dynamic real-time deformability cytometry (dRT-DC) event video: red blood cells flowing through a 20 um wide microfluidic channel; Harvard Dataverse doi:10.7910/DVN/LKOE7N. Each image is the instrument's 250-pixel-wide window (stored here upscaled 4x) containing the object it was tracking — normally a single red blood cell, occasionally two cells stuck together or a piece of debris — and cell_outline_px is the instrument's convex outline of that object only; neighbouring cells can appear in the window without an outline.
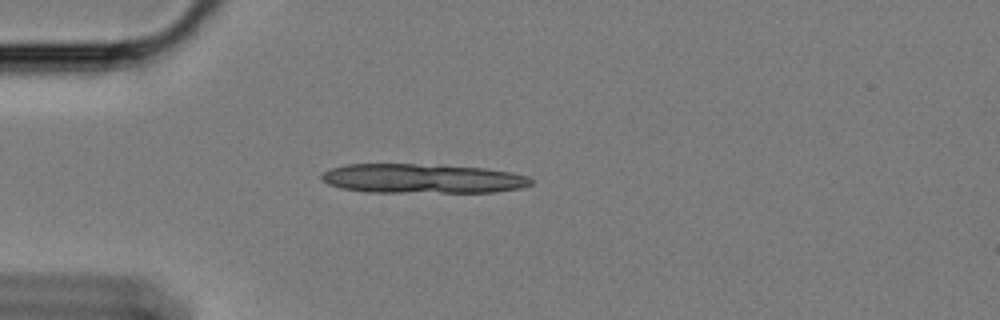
{"species": "Egyptian fruit bat (a non-hibernating species)", "species_latin": "Rousettus aegyptiacus", "temperature_condition": "cold", "stored_images_in_passage": 43, "segment_of_instrument_passage": [1, 2], "camera_frame_rate_fps": 3000, "um_per_image_px": 0.085, "animal": {"sex": "female"}, "frame": {"image": 1, "passage_image": 1, "time_ms": 0.0, "image_size_px": [1000, 320], "cell_outline_px": [[532, 184], [520, 188], [496, 192], [364, 192], [340, 188], [328, 184], [320, 180], [320, 176], [324, 172], [332, 168], [344, 164], [440, 164], [484, 168], [512, 172], [528, 176], [532, 180]], "centroid_in_image_um": [35.89, 15.17], "position_along_channel_um": 49.1, "area_um2": 36.36}}